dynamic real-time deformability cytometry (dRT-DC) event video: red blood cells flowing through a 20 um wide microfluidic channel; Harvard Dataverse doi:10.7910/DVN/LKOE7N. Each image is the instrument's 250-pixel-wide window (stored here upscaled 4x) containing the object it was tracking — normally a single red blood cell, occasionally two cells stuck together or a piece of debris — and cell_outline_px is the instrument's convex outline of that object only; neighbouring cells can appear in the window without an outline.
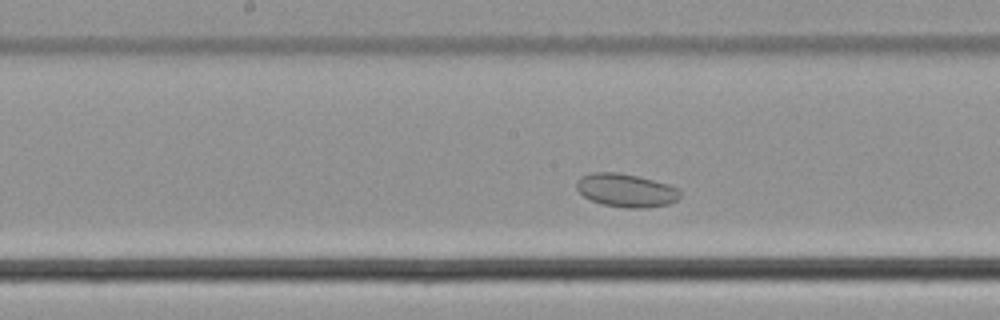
{"species": "common noctule bat (a hibernating species)", "species_latin": "Nyctalus noctula", "temperature_condition": "cold", "stored_images_in_passage": 46, "camera_frame_rate_fps": 3000, "um_per_image_px": 0.085, "animal": {"sex": "male", "body_mass_g": 21.5, "forearm_length_mm": 52.0}, "frame": {"image": 1, "passage_image": 19, "time_ms": 6.0, "image_size_px": [1000, 320], "cell_outline_px": [[680, 196], [676, 200], [668, 204], [644, 208], [624, 208], [604, 204], [592, 200], [584, 196], [576, 188], [576, 180], [580, 176], [592, 172], [616, 172], [640, 176], [668, 184], [680, 188]], "centroid_in_image_um": [53.22, 16.16], "position_along_channel_um": 195.0, "area_um2": 20.23}}
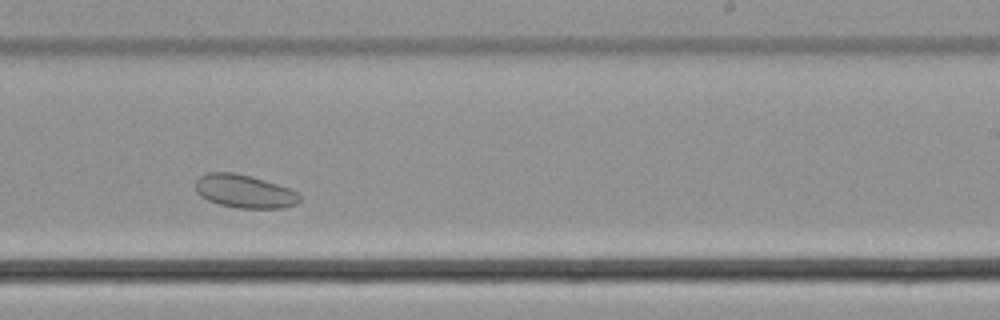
{"frame": {"image": 2, "passage_image": 25, "time_ms": 8.0, "image_size_px": [1000, 320], "cell_outline_px": [[300, 200], [296, 204], [284, 208], [240, 208], [220, 204], [208, 200], [200, 196], [196, 192], [196, 180], [200, 176], [208, 172], [232, 172], [264, 180], [288, 188], [296, 192], [300, 196]], "centroid_in_image_um": [20.76, 16.27], "position_along_channel_um": 268.2, "area_um2": 19.94}}
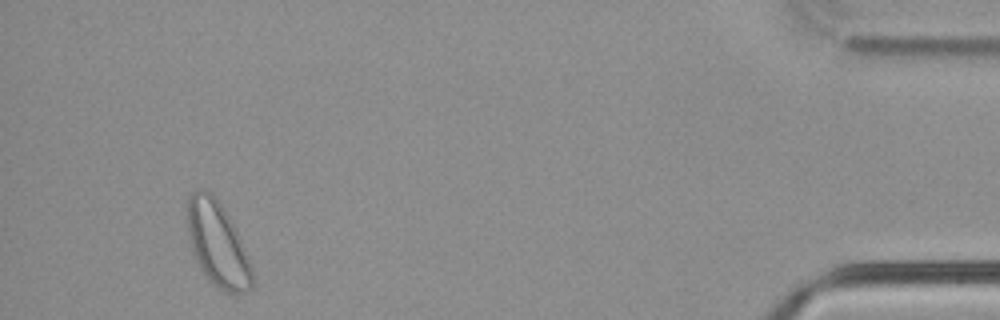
{"frame": {"image": 3, "passage_image": 43, "time_ms": 14.0, "image_size_px": [1000, 320], "cell_outline_px": [[252, 288], [244, 292], [224, 292], [208, 280], [196, 264], [192, 252], [188, 236], [184, 204], [188, 196], [192, 192], [200, 188], [204, 188], [212, 192], [216, 196], [228, 216], [240, 240], [252, 268]], "centroid_in_image_um": [18.4, 20.69], "position_along_channel_um": 416.8, "area_um2": 32.43}, "authors_computed_cell_mechanics": {"area_um2": 23.4957, "velocity_mm_per_s": 3.6691, "shape_relaxation_time_tau1_ms": 0.6851, "shape_relaxation_time_tau2_ms": null, "deformation_change_tau1": null, "deformation_change_tau2": null}}